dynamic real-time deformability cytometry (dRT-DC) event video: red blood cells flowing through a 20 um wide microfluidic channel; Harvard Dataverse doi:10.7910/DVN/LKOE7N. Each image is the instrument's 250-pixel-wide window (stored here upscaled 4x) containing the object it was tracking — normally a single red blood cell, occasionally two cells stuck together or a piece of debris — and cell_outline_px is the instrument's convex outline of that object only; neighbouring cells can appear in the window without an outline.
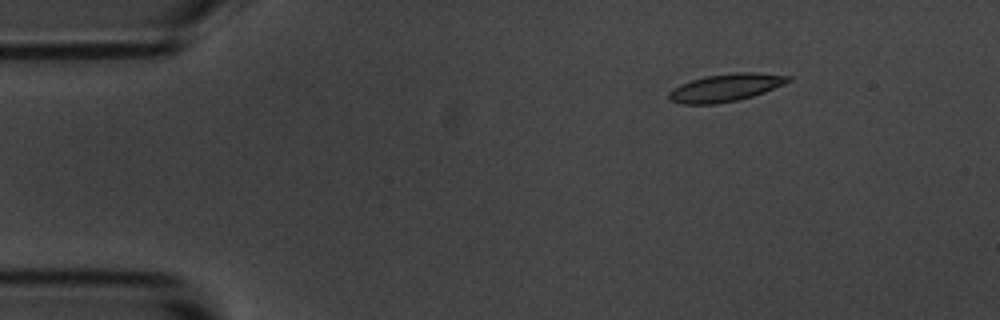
{"species": "common noctule bat (a hibernating species)", "species_latin": "Nyctalus noctula", "temperature_condition": "room temperature", "stored_images_in_passage": 9, "camera_frame_rate_fps": 3000, "um_per_image_px": 0.085, "animal": {"sex": "male", "body_mass_g": 20.1, "forearm_length_mm": 53.5}, "frame": {"image": 1, "passage_image": 2, "time_ms": 1.0, "image_size_px": [1000, 320], "cell_outline_px": [[792, 80], [784, 84], [764, 92], [752, 96], [736, 100], [716, 104], [680, 104], [668, 100], [668, 92], [672, 88], [680, 84], [704, 76], [736, 72], [756, 72], [792, 76]], "centroid_in_image_um": [61.65, 7.44], "position_along_channel_um": 23.3, "area_um2": 19.36}}
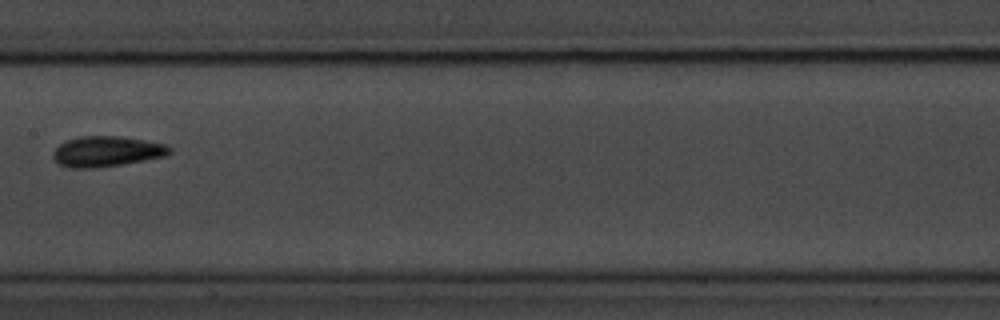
{"frame": {"image": 2, "passage_image": 8, "time_ms": 8.0, "image_size_px": [1000, 320], "cell_outline_px": [[172, 152], [164, 156], [124, 164], [96, 168], [68, 168], [56, 164], [52, 160], [52, 152], [60, 144], [68, 140], [80, 136], [120, 136], [168, 144], [172, 148]], "centroid_in_image_um": [9.04, 12.88], "position_along_channel_um": 198.4, "area_um2": 20.98}}
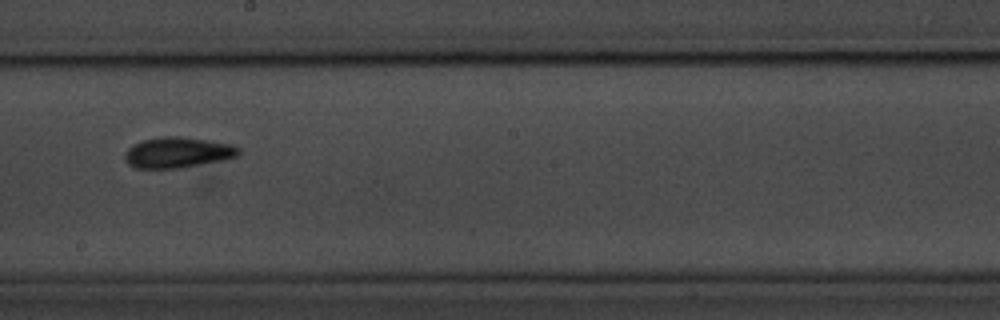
{"frame": {"image": 3, "passage_image": 9, "time_ms": 9.0, "image_size_px": [1000, 320], "cell_outline_px": [[240, 152], [236, 156], [228, 160], [180, 168], [132, 168], [124, 160], [124, 152], [132, 144], [144, 140], [160, 136], [180, 136], [208, 140], [232, 144], [240, 148]], "centroid_in_image_um": [15.1, 12.97], "position_along_channel_um": 233.1, "area_um2": 20.75}}